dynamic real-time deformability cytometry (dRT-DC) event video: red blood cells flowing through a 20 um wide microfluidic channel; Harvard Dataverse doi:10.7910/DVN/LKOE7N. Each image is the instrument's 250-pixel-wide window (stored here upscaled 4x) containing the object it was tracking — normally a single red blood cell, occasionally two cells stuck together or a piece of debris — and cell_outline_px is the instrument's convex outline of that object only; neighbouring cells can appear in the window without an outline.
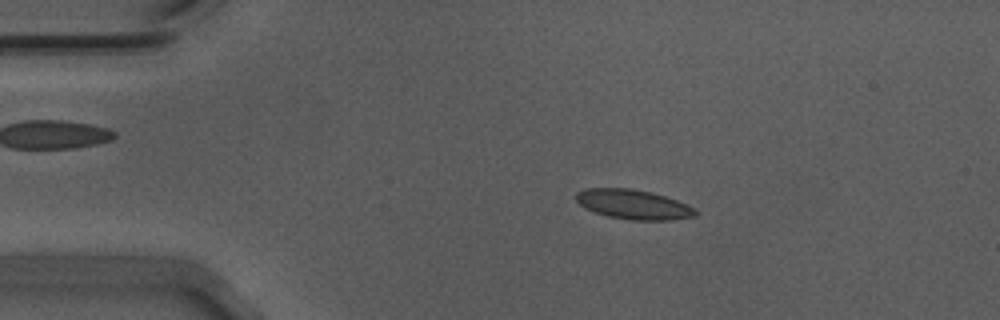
{"species": "Egyptian fruit bat (a non-hibernating species)", "species_latin": "Rousettus aegyptiacus", "temperature_condition": "warm", "stored_images_in_passage": 36, "camera_frame_rate_fps": 3000, "um_per_image_px": 0.085, "animal": {"sex": "male"}, "frame": {"image": 1, "passage_image": 5, "time_ms": 1.333, "image_size_px": [1000, 320], "cell_outline_px": [[700, 212], [696, 216], [672, 220], [632, 220], [608, 216], [584, 208], [576, 200], [576, 192], [588, 188], [632, 188], [652, 192], [676, 200], [696, 208]], "centroid_in_image_um": [53.87, 17.37], "position_along_channel_um": 31.1, "area_um2": 20.69}}
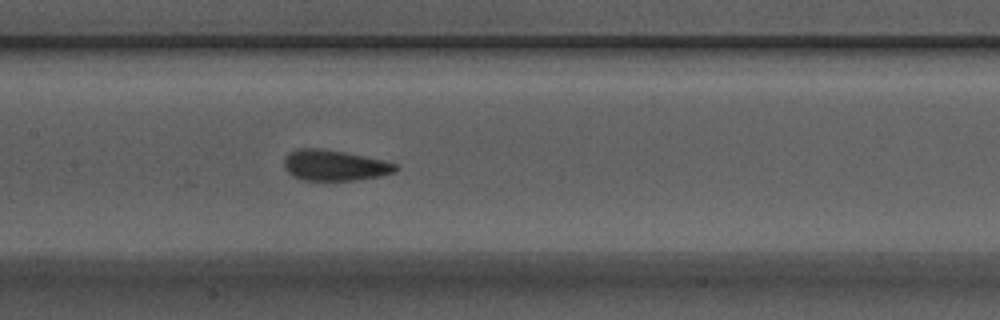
{"frame": {"image": 2, "passage_image": 21, "time_ms": 6.667, "image_size_px": [1000, 320], "cell_outline_px": [[400, 168], [396, 172], [380, 176], [356, 180], [300, 180], [292, 176], [284, 168], [284, 160], [288, 152], [300, 148], [320, 148], [344, 152], [384, 160], [396, 164]], "centroid_in_image_um": [28.43, 14.06], "position_along_channel_um": 179.0, "area_um2": 20.11}}
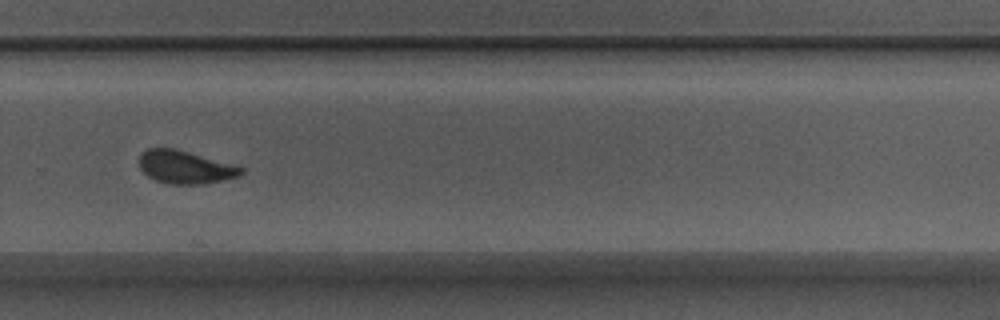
{"frame": {"image": 3, "passage_image": 32, "time_ms": 10.333, "image_size_px": [1000, 320], "cell_outline_px": [[244, 172], [236, 176], [204, 184], [172, 184], [156, 180], [148, 176], [140, 168], [140, 156], [148, 148], [172, 148], [188, 152], [244, 168]], "centroid_in_image_um": [15.7, 14.21], "position_along_channel_um": 314.1, "area_um2": 18.96}}